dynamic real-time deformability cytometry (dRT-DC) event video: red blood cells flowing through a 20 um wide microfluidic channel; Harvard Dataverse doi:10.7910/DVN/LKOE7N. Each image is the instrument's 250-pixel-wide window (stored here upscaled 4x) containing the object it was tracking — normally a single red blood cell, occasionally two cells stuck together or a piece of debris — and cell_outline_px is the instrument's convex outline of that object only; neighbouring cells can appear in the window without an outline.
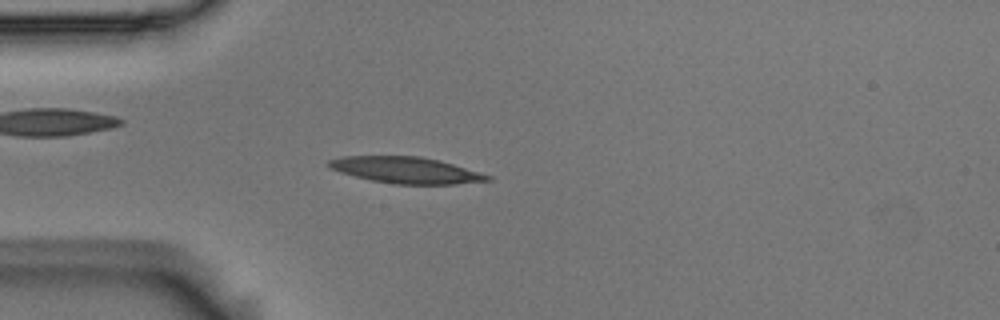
{"species": "Egyptian fruit bat (a non-hibernating species)", "species_latin": "Rousettus aegyptiacus", "temperature_condition": "room temperature", "stored_images_in_passage": 52, "camera_frame_rate_fps": 3000, "um_per_image_px": 0.085, "animal": {"sex": "male"}, "frame": {"image": 1, "passage_image": 13, "time_ms": 4.0, "image_size_px": [1000, 320], "cell_outline_px": [[492, 180], [456, 184], [392, 184], [372, 180], [340, 172], [328, 168], [324, 164], [328, 160], [340, 156], [420, 156], [452, 164], [480, 172], [492, 176]], "centroid_in_image_um": [34.45, 14.46], "position_along_channel_um": 50.5, "area_um2": 24.33}}
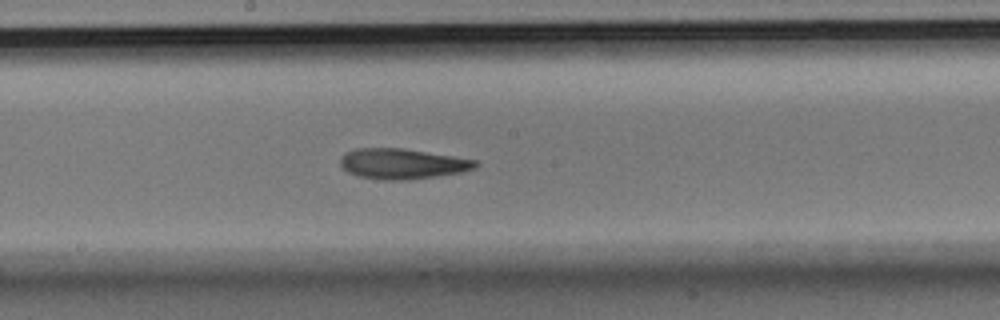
{"frame": {"image": 2, "passage_image": 27, "time_ms": 8.667, "image_size_px": [1000, 320], "cell_outline_px": [[480, 164], [476, 168], [460, 172], [436, 176], [408, 180], [384, 180], [360, 176], [348, 172], [340, 164], [340, 156], [344, 152], [356, 148], [404, 148], [476, 160]], "centroid_in_image_um": [34.18, 13.91], "position_along_channel_um": 214.0, "area_um2": 23.93}}
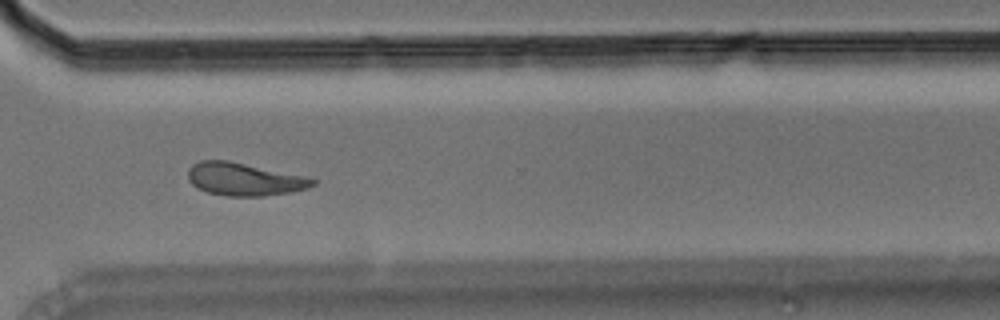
{"frame": {"image": 3, "passage_image": 38, "time_ms": 12.333, "image_size_px": [1000, 320], "cell_outline_px": [[316, 184], [308, 188], [292, 192], [264, 196], [228, 196], [208, 192], [196, 188], [188, 180], [188, 168], [192, 164], [200, 160], [228, 160], [312, 176], [316, 180]], "centroid_in_image_um": [20.82, 15.22], "position_along_channel_um": 349.8, "area_um2": 24.45}, "authors_computed_cell_mechanics": {"area_um2": 23.7269, "velocity_mm_per_s": 3.7161, "shape_relaxation_time_tau1_ms": null, "shape_relaxation_time_tau2_ms": 6.4669, "deformation_change_tau1": null, "deformation_change_tau2": 0.1587}}